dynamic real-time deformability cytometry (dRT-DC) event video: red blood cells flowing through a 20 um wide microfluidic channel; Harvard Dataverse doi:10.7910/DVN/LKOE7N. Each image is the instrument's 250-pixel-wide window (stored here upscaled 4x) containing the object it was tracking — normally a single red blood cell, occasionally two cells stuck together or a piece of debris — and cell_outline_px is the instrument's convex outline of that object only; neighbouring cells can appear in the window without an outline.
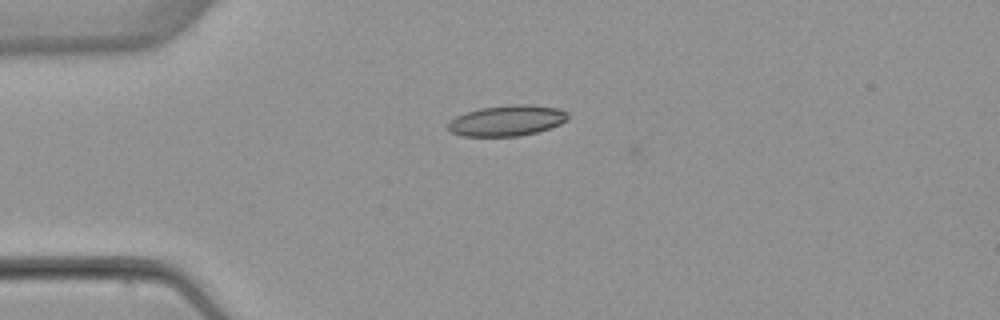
{"species": "common noctule bat (a hibernating species)", "species_latin": "Nyctalus noctula", "temperature_condition": "warm", "stored_images_in_passage": 3, "camera_frame_rate_fps": 3000, "um_per_image_px": 0.085, "animal": {"sex": "female", "body_mass_g": 22.7, "forearm_length_mm": 54.2}, "frame": {"image": 1, "passage_image": 2, "time_ms": 0.333, "image_size_px": [1000, 320], "cell_outline_px": [[568, 120], [560, 124], [536, 132], [520, 136], [460, 136], [452, 132], [448, 128], [448, 124], [456, 116], [480, 108], [512, 104], [528, 104], [556, 108], [568, 112]], "centroid_in_image_um": [43.11, 10.25], "position_along_channel_um": 41.9, "area_um2": 21.33}}